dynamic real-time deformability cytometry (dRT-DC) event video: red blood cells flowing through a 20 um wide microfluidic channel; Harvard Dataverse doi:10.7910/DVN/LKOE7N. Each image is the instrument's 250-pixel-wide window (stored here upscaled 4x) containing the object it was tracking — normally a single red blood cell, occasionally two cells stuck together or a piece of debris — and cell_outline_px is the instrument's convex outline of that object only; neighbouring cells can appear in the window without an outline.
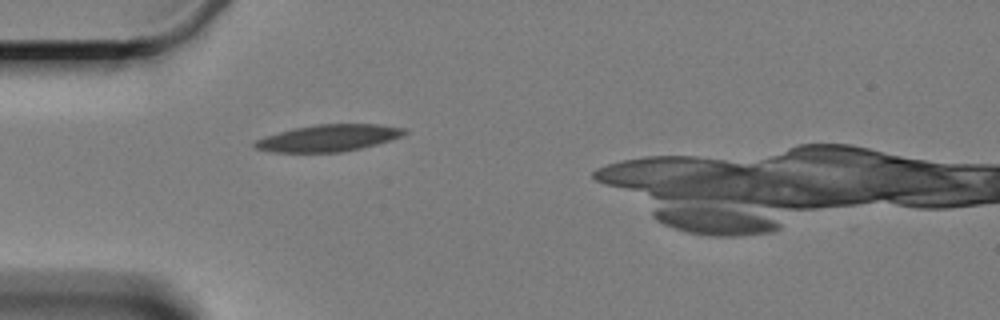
{"species": "Egyptian fruit bat (a non-hibernating species)", "species_latin": "Rousettus aegyptiacus", "temperature_condition": "cold", "stored_images_in_passage": 3, "camera_frame_rate_fps": 3000, "um_per_image_px": 0.085, "animal": {"sex": "female"}, "frame": {"image": 1, "passage_image": 2, "time_ms": 1.333, "image_size_px": [1000, 320], "cell_outline_px": [[408, 132], [400, 136], [376, 144], [360, 148], [340, 152], [268, 152], [252, 148], [252, 144], [256, 140], [264, 136], [292, 128], [316, 124], [380, 124], [404, 128]], "centroid_in_image_um": [27.84, 11.73], "position_along_channel_um": 57.2, "area_um2": 23.41}}